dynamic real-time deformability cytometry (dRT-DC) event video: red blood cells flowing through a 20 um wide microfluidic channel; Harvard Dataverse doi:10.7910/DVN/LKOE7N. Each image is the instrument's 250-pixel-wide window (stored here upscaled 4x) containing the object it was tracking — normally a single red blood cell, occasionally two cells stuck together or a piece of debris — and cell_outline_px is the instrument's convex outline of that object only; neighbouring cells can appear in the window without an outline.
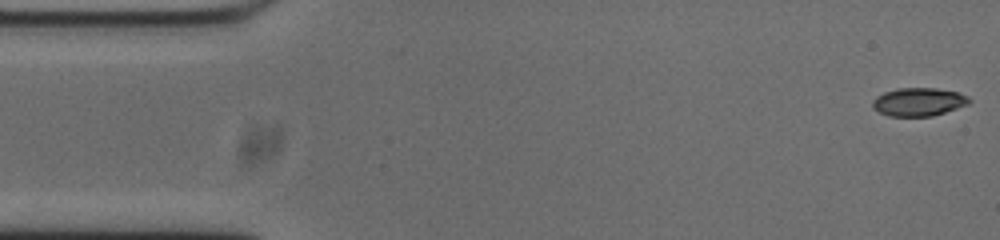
{"species": "common noctule bat (a hibernating species)", "species_latin": "Nyctalus noctula", "temperature_condition": "cold", "stored_images_in_passage": 53, "camera_frame_rate_fps": 3000, "um_per_image_px": 0.085, "animal": {"sex": "male", "body_mass_g": 20.0, "forearm_length_mm": 53.3}, "frame": {"image": 1, "passage_image": 1, "time_ms": 0.0, "image_size_px": [1000, 240], "cell_outline_px": [[972, 100], [968, 104], [932, 116], [888, 116], [872, 108], [872, 100], [876, 96], [884, 92], [896, 88], [936, 88], [956, 92], [968, 96]], "centroid_in_image_um": [78.05, 8.65], "position_along_channel_um": 7.0, "area_um2": 15.9}}
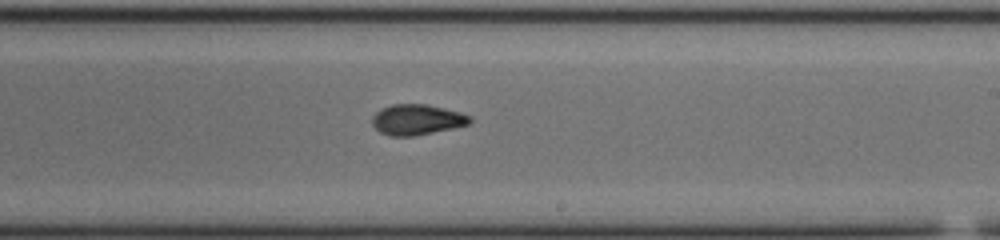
{"frame": {"image": 2, "passage_image": 30, "time_ms": 9.667, "image_size_px": [1000, 240], "cell_outline_px": [[472, 124], [412, 136], [388, 136], [380, 132], [372, 124], [372, 116], [380, 108], [392, 104], [424, 104], [444, 108], [460, 112], [472, 116]], "centroid_in_image_um": [35.44, 10.16], "position_along_channel_um": 253.6, "area_um2": 17.46}}
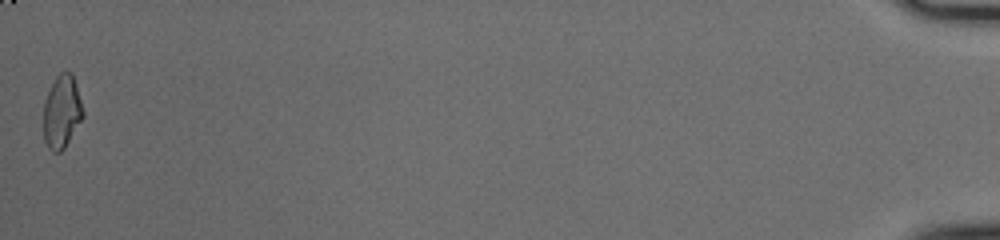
{"frame": {"image": 3, "passage_image": 53, "time_ms": 17.333, "image_size_px": [1000, 240], "cell_outline_px": [[84, 116], [64, 148], [60, 152], [52, 152], [48, 148], [44, 140], [44, 100], [56, 76], [60, 72], [72, 72], [84, 112]], "centroid_in_image_um": [5.25, 9.51], "position_along_channel_um": 429.9, "area_um2": 16.7}, "authors_computed_cell_mechanics": {"area_um2": 16.8776, "velocity_mm_per_s": 3.7452, "shape_relaxation_time_tau1_ms": 4.072, "shape_relaxation_time_tau2_ms": 4.8131, "deformation_change_tau1": 0.1563, "deformation_change_tau2": 0.0738}}